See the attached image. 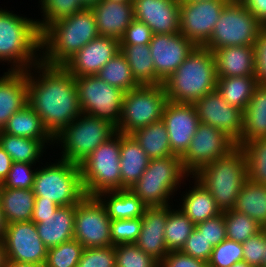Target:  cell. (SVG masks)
Wrapping results in <instances>:
<instances>
[{
  "label": "cell",
  "mask_w": 266,
  "mask_h": 267,
  "mask_svg": "<svg viewBox=\"0 0 266 267\" xmlns=\"http://www.w3.org/2000/svg\"><path fill=\"white\" fill-rule=\"evenodd\" d=\"M27 89L28 105L53 137L82 114L75 78L63 66L40 61L27 70Z\"/></svg>",
  "instance_id": "6da1fadb"
},
{
  "label": "cell",
  "mask_w": 266,
  "mask_h": 267,
  "mask_svg": "<svg viewBox=\"0 0 266 267\" xmlns=\"http://www.w3.org/2000/svg\"><path fill=\"white\" fill-rule=\"evenodd\" d=\"M98 36L95 17L90 8L57 20L41 33V61L50 66H63Z\"/></svg>",
  "instance_id": "7a4b0ae2"
},
{
  "label": "cell",
  "mask_w": 266,
  "mask_h": 267,
  "mask_svg": "<svg viewBox=\"0 0 266 267\" xmlns=\"http://www.w3.org/2000/svg\"><path fill=\"white\" fill-rule=\"evenodd\" d=\"M39 49L37 20L0 8V63L12 64L8 71H27L41 61Z\"/></svg>",
  "instance_id": "3957f363"
},
{
  "label": "cell",
  "mask_w": 266,
  "mask_h": 267,
  "mask_svg": "<svg viewBox=\"0 0 266 267\" xmlns=\"http://www.w3.org/2000/svg\"><path fill=\"white\" fill-rule=\"evenodd\" d=\"M168 101L193 104L217 86L214 54L196 46L177 70L163 83Z\"/></svg>",
  "instance_id": "277c9868"
},
{
  "label": "cell",
  "mask_w": 266,
  "mask_h": 267,
  "mask_svg": "<svg viewBox=\"0 0 266 267\" xmlns=\"http://www.w3.org/2000/svg\"><path fill=\"white\" fill-rule=\"evenodd\" d=\"M193 177L210 192L221 212L232 210L248 179L246 154L236 146L226 156L200 168Z\"/></svg>",
  "instance_id": "5b68a950"
},
{
  "label": "cell",
  "mask_w": 266,
  "mask_h": 267,
  "mask_svg": "<svg viewBox=\"0 0 266 267\" xmlns=\"http://www.w3.org/2000/svg\"><path fill=\"white\" fill-rule=\"evenodd\" d=\"M189 176L183 169L179 156L150 159L142 176L129 190L147 207L166 206L170 204L169 199L172 200L180 184Z\"/></svg>",
  "instance_id": "8992f818"
},
{
  "label": "cell",
  "mask_w": 266,
  "mask_h": 267,
  "mask_svg": "<svg viewBox=\"0 0 266 267\" xmlns=\"http://www.w3.org/2000/svg\"><path fill=\"white\" fill-rule=\"evenodd\" d=\"M32 190L59 206L75 205L86 196L79 165L61 159L37 167Z\"/></svg>",
  "instance_id": "52a82bcc"
},
{
  "label": "cell",
  "mask_w": 266,
  "mask_h": 267,
  "mask_svg": "<svg viewBox=\"0 0 266 267\" xmlns=\"http://www.w3.org/2000/svg\"><path fill=\"white\" fill-rule=\"evenodd\" d=\"M116 132L110 122L82 113L57 134L54 141L61 144V160L79 165Z\"/></svg>",
  "instance_id": "ba28073f"
},
{
  "label": "cell",
  "mask_w": 266,
  "mask_h": 267,
  "mask_svg": "<svg viewBox=\"0 0 266 267\" xmlns=\"http://www.w3.org/2000/svg\"><path fill=\"white\" fill-rule=\"evenodd\" d=\"M80 174L86 196L104 191L122 190L120 173V132L99 145L80 164Z\"/></svg>",
  "instance_id": "9c48e42d"
},
{
  "label": "cell",
  "mask_w": 266,
  "mask_h": 267,
  "mask_svg": "<svg viewBox=\"0 0 266 267\" xmlns=\"http://www.w3.org/2000/svg\"><path fill=\"white\" fill-rule=\"evenodd\" d=\"M265 27L239 0H229L204 47L255 46Z\"/></svg>",
  "instance_id": "30bf717a"
},
{
  "label": "cell",
  "mask_w": 266,
  "mask_h": 267,
  "mask_svg": "<svg viewBox=\"0 0 266 267\" xmlns=\"http://www.w3.org/2000/svg\"><path fill=\"white\" fill-rule=\"evenodd\" d=\"M168 102L164 85H140L125 92L116 131L130 135L137 129L162 120Z\"/></svg>",
  "instance_id": "8fae6325"
},
{
  "label": "cell",
  "mask_w": 266,
  "mask_h": 267,
  "mask_svg": "<svg viewBox=\"0 0 266 267\" xmlns=\"http://www.w3.org/2000/svg\"><path fill=\"white\" fill-rule=\"evenodd\" d=\"M82 113L110 122H120L125 92L111 86L97 75L74 77Z\"/></svg>",
  "instance_id": "7c38bea8"
},
{
  "label": "cell",
  "mask_w": 266,
  "mask_h": 267,
  "mask_svg": "<svg viewBox=\"0 0 266 267\" xmlns=\"http://www.w3.org/2000/svg\"><path fill=\"white\" fill-rule=\"evenodd\" d=\"M111 219L96 196H85L76 204L74 239L84 248L112 246Z\"/></svg>",
  "instance_id": "4fadbf2b"
},
{
  "label": "cell",
  "mask_w": 266,
  "mask_h": 267,
  "mask_svg": "<svg viewBox=\"0 0 266 267\" xmlns=\"http://www.w3.org/2000/svg\"><path fill=\"white\" fill-rule=\"evenodd\" d=\"M235 147L236 144L222 131L199 123L187 151L180 157L182 167L193 176L200 168L226 156Z\"/></svg>",
  "instance_id": "5bb4252c"
},
{
  "label": "cell",
  "mask_w": 266,
  "mask_h": 267,
  "mask_svg": "<svg viewBox=\"0 0 266 267\" xmlns=\"http://www.w3.org/2000/svg\"><path fill=\"white\" fill-rule=\"evenodd\" d=\"M200 123L222 131L236 146L241 147L243 111L231 106L215 89L193 103Z\"/></svg>",
  "instance_id": "9a60e30c"
},
{
  "label": "cell",
  "mask_w": 266,
  "mask_h": 267,
  "mask_svg": "<svg viewBox=\"0 0 266 267\" xmlns=\"http://www.w3.org/2000/svg\"><path fill=\"white\" fill-rule=\"evenodd\" d=\"M228 1L180 3V33L196 46H204Z\"/></svg>",
  "instance_id": "2e32d148"
},
{
  "label": "cell",
  "mask_w": 266,
  "mask_h": 267,
  "mask_svg": "<svg viewBox=\"0 0 266 267\" xmlns=\"http://www.w3.org/2000/svg\"><path fill=\"white\" fill-rule=\"evenodd\" d=\"M156 76L164 83L196 47L180 32L154 34L149 43Z\"/></svg>",
  "instance_id": "e0dca14e"
},
{
  "label": "cell",
  "mask_w": 266,
  "mask_h": 267,
  "mask_svg": "<svg viewBox=\"0 0 266 267\" xmlns=\"http://www.w3.org/2000/svg\"><path fill=\"white\" fill-rule=\"evenodd\" d=\"M3 241L8 260L38 263L47 259L48 249L40 239L36 224L32 221L8 224Z\"/></svg>",
  "instance_id": "ac0fdd59"
},
{
  "label": "cell",
  "mask_w": 266,
  "mask_h": 267,
  "mask_svg": "<svg viewBox=\"0 0 266 267\" xmlns=\"http://www.w3.org/2000/svg\"><path fill=\"white\" fill-rule=\"evenodd\" d=\"M162 121L168 132L172 153L181 157L187 151L200 123L194 105L168 101Z\"/></svg>",
  "instance_id": "d6986e66"
},
{
  "label": "cell",
  "mask_w": 266,
  "mask_h": 267,
  "mask_svg": "<svg viewBox=\"0 0 266 267\" xmlns=\"http://www.w3.org/2000/svg\"><path fill=\"white\" fill-rule=\"evenodd\" d=\"M120 52V40L99 35L83 46L63 67L73 76L97 75Z\"/></svg>",
  "instance_id": "ffe728a7"
},
{
  "label": "cell",
  "mask_w": 266,
  "mask_h": 267,
  "mask_svg": "<svg viewBox=\"0 0 266 267\" xmlns=\"http://www.w3.org/2000/svg\"><path fill=\"white\" fill-rule=\"evenodd\" d=\"M134 19L149 26L154 34L180 32L179 0H133Z\"/></svg>",
  "instance_id": "44dd1931"
},
{
  "label": "cell",
  "mask_w": 266,
  "mask_h": 267,
  "mask_svg": "<svg viewBox=\"0 0 266 267\" xmlns=\"http://www.w3.org/2000/svg\"><path fill=\"white\" fill-rule=\"evenodd\" d=\"M171 204L145 209L141 217V231L136 246L159 263L169 253L165 244V226Z\"/></svg>",
  "instance_id": "7402d4cb"
},
{
  "label": "cell",
  "mask_w": 266,
  "mask_h": 267,
  "mask_svg": "<svg viewBox=\"0 0 266 267\" xmlns=\"http://www.w3.org/2000/svg\"><path fill=\"white\" fill-rule=\"evenodd\" d=\"M93 11L99 35L120 40L134 20L133 2L101 0L90 8Z\"/></svg>",
  "instance_id": "603a6c76"
},
{
  "label": "cell",
  "mask_w": 266,
  "mask_h": 267,
  "mask_svg": "<svg viewBox=\"0 0 266 267\" xmlns=\"http://www.w3.org/2000/svg\"><path fill=\"white\" fill-rule=\"evenodd\" d=\"M217 77H255V46H229L213 51Z\"/></svg>",
  "instance_id": "cb8c5ba5"
},
{
  "label": "cell",
  "mask_w": 266,
  "mask_h": 267,
  "mask_svg": "<svg viewBox=\"0 0 266 267\" xmlns=\"http://www.w3.org/2000/svg\"><path fill=\"white\" fill-rule=\"evenodd\" d=\"M0 77V130L28 104L27 71H7Z\"/></svg>",
  "instance_id": "d4e9b609"
},
{
  "label": "cell",
  "mask_w": 266,
  "mask_h": 267,
  "mask_svg": "<svg viewBox=\"0 0 266 267\" xmlns=\"http://www.w3.org/2000/svg\"><path fill=\"white\" fill-rule=\"evenodd\" d=\"M75 205L59 206L54 214L40 217L38 235L47 249L74 239Z\"/></svg>",
  "instance_id": "484cf974"
},
{
  "label": "cell",
  "mask_w": 266,
  "mask_h": 267,
  "mask_svg": "<svg viewBox=\"0 0 266 267\" xmlns=\"http://www.w3.org/2000/svg\"><path fill=\"white\" fill-rule=\"evenodd\" d=\"M150 158L131 135L120 133L122 190L129 189L146 170Z\"/></svg>",
  "instance_id": "4316f807"
},
{
  "label": "cell",
  "mask_w": 266,
  "mask_h": 267,
  "mask_svg": "<svg viewBox=\"0 0 266 267\" xmlns=\"http://www.w3.org/2000/svg\"><path fill=\"white\" fill-rule=\"evenodd\" d=\"M111 220L142 217L147 206L129 189L104 191L96 196Z\"/></svg>",
  "instance_id": "83f0119b"
},
{
  "label": "cell",
  "mask_w": 266,
  "mask_h": 267,
  "mask_svg": "<svg viewBox=\"0 0 266 267\" xmlns=\"http://www.w3.org/2000/svg\"><path fill=\"white\" fill-rule=\"evenodd\" d=\"M195 185L183 195L182 205L178 206L195 225L221 213L217 207L214 197L210 192L193 176Z\"/></svg>",
  "instance_id": "f1b7e54d"
},
{
  "label": "cell",
  "mask_w": 266,
  "mask_h": 267,
  "mask_svg": "<svg viewBox=\"0 0 266 267\" xmlns=\"http://www.w3.org/2000/svg\"><path fill=\"white\" fill-rule=\"evenodd\" d=\"M1 131L19 137L45 140L49 146L50 144H55L54 137L46 129L37 113L28 104L23 109L14 113Z\"/></svg>",
  "instance_id": "f546056e"
},
{
  "label": "cell",
  "mask_w": 266,
  "mask_h": 267,
  "mask_svg": "<svg viewBox=\"0 0 266 267\" xmlns=\"http://www.w3.org/2000/svg\"><path fill=\"white\" fill-rule=\"evenodd\" d=\"M241 146L251 140L266 137V86L259 85L243 112Z\"/></svg>",
  "instance_id": "4dcf8cb0"
},
{
  "label": "cell",
  "mask_w": 266,
  "mask_h": 267,
  "mask_svg": "<svg viewBox=\"0 0 266 267\" xmlns=\"http://www.w3.org/2000/svg\"><path fill=\"white\" fill-rule=\"evenodd\" d=\"M34 202L32 189L5 188L0 184V204L8 224L31 221Z\"/></svg>",
  "instance_id": "1f68e13d"
},
{
  "label": "cell",
  "mask_w": 266,
  "mask_h": 267,
  "mask_svg": "<svg viewBox=\"0 0 266 267\" xmlns=\"http://www.w3.org/2000/svg\"><path fill=\"white\" fill-rule=\"evenodd\" d=\"M134 79L139 85H162L163 82L155 74V66L149 45L120 46Z\"/></svg>",
  "instance_id": "d6a6232c"
},
{
  "label": "cell",
  "mask_w": 266,
  "mask_h": 267,
  "mask_svg": "<svg viewBox=\"0 0 266 267\" xmlns=\"http://www.w3.org/2000/svg\"><path fill=\"white\" fill-rule=\"evenodd\" d=\"M150 159L176 156L172 153L165 123L161 120L130 134Z\"/></svg>",
  "instance_id": "836d02e7"
},
{
  "label": "cell",
  "mask_w": 266,
  "mask_h": 267,
  "mask_svg": "<svg viewBox=\"0 0 266 267\" xmlns=\"http://www.w3.org/2000/svg\"><path fill=\"white\" fill-rule=\"evenodd\" d=\"M49 145L45 140H34L19 137L0 130V147L10 156L13 162L36 164ZM45 149V150H44Z\"/></svg>",
  "instance_id": "e575fe53"
},
{
  "label": "cell",
  "mask_w": 266,
  "mask_h": 267,
  "mask_svg": "<svg viewBox=\"0 0 266 267\" xmlns=\"http://www.w3.org/2000/svg\"><path fill=\"white\" fill-rule=\"evenodd\" d=\"M258 86L256 77H217L216 89L229 105L244 112Z\"/></svg>",
  "instance_id": "d590c367"
},
{
  "label": "cell",
  "mask_w": 266,
  "mask_h": 267,
  "mask_svg": "<svg viewBox=\"0 0 266 267\" xmlns=\"http://www.w3.org/2000/svg\"><path fill=\"white\" fill-rule=\"evenodd\" d=\"M234 210L244 213L266 228V185L245 181Z\"/></svg>",
  "instance_id": "8d00e7d4"
},
{
  "label": "cell",
  "mask_w": 266,
  "mask_h": 267,
  "mask_svg": "<svg viewBox=\"0 0 266 267\" xmlns=\"http://www.w3.org/2000/svg\"><path fill=\"white\" fill-rule=\"evenodd\" d=\"M97 76L107 84L124 92L136 89L140 85L136 82L125 56L118 52L100 69Z\"/></svg>",
  "instance_id": "74e56055"
},
{
  "label": "cell",
  "mask_w": 266,
  "mask_h": 267,
  "mask_svg": "<svg viewBox=\"0 0 266 267\" xmlns=\"http://www.w3.org/2000/svg\"><path fill=\"white\" fill-rule=\"evenodd\" d=\"M175 209L171 208L168 213L164 229L168 252L180 251L195 228V224L182 211Z\"/></svg>",
  "instance_id": "f35d334b"
},
{
  "label": "cell",
  "mask_w": 266,
  "mask_h": 267,
  "mask_svg": "<svg viewBox=\"0 0 266 267\" xmlns=\"http://www.w3.org/2000/svg\"><path fill=\"white\" fill-rule=\"evenodd\" d=\"M241 148L246 154L248 179L266 185V137L244 143Z\"/></svg>",
  "instance_id": "ab89813d"
},
{
  "label": "cell",
  "mask_w": 266,
  "mask_h": 267,
  "mask_svg": "<svg viewBox=\"0 0 266 267\" xmlns=\"http://www.w3.org/2000/svg\"><path fill=\"white\" fill-rule=\"evenodd\" d=\"M224 220L227 239L239 243H244L263 229L254 219L234 209L224 211Z\"/></svg>",
  "instance_id": "60d3db41"
},
{
  "label": "cell",
  "mask_w": 266,
  "mask_h": 267,
  "mask_svg": "<svg viewBox=\"0 0 266 267\" xmlns=\"http://www.w3.org/2000/svg\"><path fill=\"white\" fill-rule=\"evenodd\" d=\"M41 16L37 19V26L42 33L51 23L82 11L85 7L81 0H39Z\"/></svg>",
  "instance_id": "b9f144b4"
},
{
  "label": "cell",
  "mask_w": 266,
  "mask_h": 267,
  "mask_svg": "<svg viewBox=\"0 0 266 267\" xmlns=\"http://www.w3.org/2000/svg\"><path fill=\"white\" fill-rule=\"evenodd\" d=\"M83 245L72 239L47 250L48 267H77L82 252Z\"/></svg>",
  "instance_id": "7bdbcfd3"
},
{
  "label": "cell",
  "mask_w": 266,
  "mask_h": 267,
  "mask_svg": "<svg viewBox=\"0 0 266 267\" xmlns=\"http://www.w3.org/2000/svg\"><path fill=\"white\" fill-rule=\"evenodd\" d=\"M116 267H159L160 263L135 243L115 246Z\"/></svg>",
  "instance_id": "ee69618b"
},
{
  "label": "cell",
  "mask_w": 266,
  "mask_h": 267,
  "mask_svg": "<svg viewBox=\"0 0 266 267\" xmlns=\"http://www.w3.org/2000/svg\"><path fill=\"white\" fill-rule=\"evenodd\" d=\"M239 261H243L242 243L225 239L217 246H214L208 266L230 267Z\"/></svg>",
  "instance_id": "f6af8a7d"
},
{
  "label": "cell",
  "mask_w": 266,
  "mask_h": 267,
  "mask_svg": "<svg viewBox=\"0 0 266 267\" xmlns=\"http://www.w3.org/2000/svg\"><path fill=\"white\" fill-rule=\"evenodd\" d=\"M141 231V217L111 220L112 246L136 243Z\"/></svg>",
  "instance_id": "bcb514c9"
},
{
  "label": "cell",
  "mask_w": 266,
  "mask_h": 267,
  "mask_svg": "<svg viewBox=\"0 0 266 267\" xmlns=\"http://www.w3.org/2000/svg\"><path fill=\"white\" fill-rule=\"evenodd\" d=\"M35 165L32 163L13 162L8 176L1 185L5 188L32 189L37 171L33 167Z\"/></svg>",
  "instance_id": "7dc6e473"
},
{
  "label": "cell",
  "mask_w": 266,
  "mask_h": 267,
  "mask_svg": "<svg viewBox=\"0 0 266 267\" xmlns=\"http://www.w3.org/2000/svg\"><path fill=\"white\" fill-rule=\"evenodd\" d=\"M77 267H116L115 246L84 248Z\"/></svg>",
  "instance_id": "c3c4849f"
},
{
  "label": "cell",
  "mask_w": 266,
  "mask_h": 267,
  "mask_svg": "<svg viewBox=\"0 0 266 267\" xmlns=\"http://www.w3.org/2000/svg\"><path fill=\"white\" fill-rule=\"evenodd\" d=\"M243 261L252 267H263L266 254V228L242 243Z\"/></svg>",
  "instance_id": "681fc988"
},
{
  "label": "cell",
  "mask_w": 266,
  "mask_h": 267,
  "mask_svg": "<svg viewBox=\"0 0 266 267\" xmlns=\"http://www.w3.org/2000/svg\"><path fill=\"white\" fill-rule=\"evenodd\" d=\"M213 247L227 239L224 212L195 225Z\"/></svg>",
  "instance_id": "f907efd6"
},
{
  "label": "cell",
  "mask_w": 266,
  "mask_h": 267,
  "mask_svg": "<svg viewBox=\"0 0 266 267\" xmlns=\"http://www.w3.org/2000/svg\"><path fill=\"white\" fill-rule=\"evenodd\" d=\"M213 248V245L207 241L202 233L194 228L180 251L186 255L208 262Z\"/></svg>",
  "instance_id": "816d5d0a"
},
{
  "label": "cell",
  "mask_w": 266,
  "mask_h": 267,
  "mask_svg": "<svg viewBox=\"0 0 266 267\" xmlns=\"http://www.w3.org/2000/svg\"><path fill=\"white\" fill-rule=\"evenodd\" d=\"M152 36V30L147 24L134 19L120 39V46L149 45Z\"/></svg>",
  "instance_id": "f5cc1de1"
},
{
  "label": "cell",
  "mask_w": 266,
  "mask_h": 267,
  "mask_svg": "<svg viewBox=\"0 0 266 267\" xmlns=\"http://www.w3.org/2000/svg\"><path fill=\"white\" fill-rule=\"evenodd\" d=\"M256 68L255 77L261 86H266V28H264L255 43Z\"/></svg>",
  "instance_id": "db71d44e"
},
{
  "label": "cell",
  "mask_w": 266,
  "mask_h": 267,
  "mask_svg": "<svg viewBox=\"0 0 266 267\" xmlns=\"http://www.w3.org/2000/svg\"><path fill=\"white\" fill-rule=\"evenodd\" d=\"M159 267H209L208 262L186 255L181 251L169 252Z\"/></svg>",
  "instance_id": "11a10c76"
},
{
  "label": "cell",
  "mask_w": 266,
  "mask_h": 267,
  "mask_svg": "<svg viewBox=\"0 0 266 267\" xmlns=\"http://www.w3.org/2000/svg\"><path fill=\"white\" fill-rule=\"evenodd\" d=\"M59 205L53 201L43 200V197H35L33 214L31 221L40 223V217H48L51 214H54L58 209Z\"/></svg>",
  "instance_id": "9f6ffc18"
},
{
  "label": "cell",
  "mask_w": 266,
  "mask_h": 267,
  "mask_svg": "<svg viewBox=\"0 0 266 267\" xmlns=\"http://www.w3.org/2000/svg\"><path fill=\"white\" fill-rule=\"evenodd\" d=\"M266 28V0H239Z\"/></svg>",
  "instance_id": "6f0895ef"
},
{
  "label": "cell",
  "mask_w": 266,
  "mask_h": 267,
  "mask_svg": "<svg viewBox=\"0 0 266 267\" xmlns=\"http://www.w3.org/2000/svg\"><path fill=\"white\" fill-rule=\"evenodd\" d=\"M12 164H13V160L0 147V184H2L3 181L6 179V177L8 176V173L11 169Z\"/></svg>",
  "instance_id": "680465c9"
},
{
  "label": "cell",
  "mask_w": 266,
  "mask_h": 267,
  "mask_svg": "<svg viewBox=\"0 0 266 267\" xmlns=\"http://www.w3.org/2000/svg\"><path fill=\"white\" fill-rule=\"evenodd\" d=\"M6 267H48V266L46 261L38 263H30V262H17L8 260Z\"/></svg>",
  "instance_id": "91938a15"
},
{
  "label": "cell",
  "mask_w": 266,
  "mask_h": 267,
  "mask_svg": "<svg viewBox=\"0 0 266 267\" xmlns=\"http://www.w3.org/2000/svg\"><path fill=\"white\" fill-rule=\"evenodd\" d=\"M7 221L5 219V216L2 212V206L0 204V240H4L5 238V234H6V231H7Z\"/></svg>",
  "instance_id": "94428289"
},
{
  "label": "cell",
  "mask_w": 266,
  "mask_h": 267,
  "mask_svg": "<svg viewBox=\"0 0 266 267\" xmlns=\"http://www.w3.org/2000/svg\"><path fill=\"white\" fill-rule=\"evenodd\" d=\"M7 253L3 240H0V267H6L7 265Z\"/></svg>",
  "instance_id": "6125c7cd"
},
{
  "label": "cell",
  "mask_w": 266,
  "mask_h": 267,
  "mask_svg": "<svg viewBox=\"0 0 266 267\" xmlns=\"http://www.w3.org/2000/svg\"><path fill=\"white\" fill-rule=\"evenodd\" d=\"M101 0H81L82 5L85 8H91L93 5L97 4Z\"/></svg>",
  "instance_id": "be15d7a7"
},
{
  "label": "cell",
  "mask_w": 266,
  "mask_h": 267,
  "mask_svg": "<svg viewBox=\"0 0 266 267\" xmlns=\"http://www.w3.org/2000/svg\"><path fill=\"white\" fill-rule=\"evenodd\" d=\"M230 267H252V266H250L249 264H247L244 261H239V262H236L235 264H233Z\"/></svg>",
  "instance_id": "e7e4bbea"
},
{
  "label": "cell",
  "mask_w": 266,
  "mask_h": 267,
  "mask_svg": "<svg viewBox=\"0 0 266 267\" xmlns=\"http://www.w3.org/2000/svg\"><path fill=\"white\" fill-rule=\"evenodd\" d=\"M205 0H179L180 3H192V2H201Z\"/></svg>",
  "instance_id": "03108f58"
},
{
  "label": "cell",
  "mask_w": 266,
  "mask_h": 267,
  "mask_svg": "<svg viewBox=\"0 0 266 267\" xmlns=\"http://www.w3.org/2000/svg\"><path fill=\"white\" fill-rule=\"evenodd\" d=\"M109 1L126 2V1H133V0H109Z\"/></svg>",
  "instance_id": "003e7915"
},
{
  "label": "cell",
  "mask_w": 266,
  "mask_h": 267,
  "mask_svg": "<svg viewBox=\"0 0 266 267\" xmlns=\"http://www.w3.org/2000/svg\"><path fill=\"white\" fill-rule=\"evenodd\" d=\"M263 267H266V254L264 255Z\"/></svg>",
  "instance_id": "a7ac6f4b"
}]
</instances>
